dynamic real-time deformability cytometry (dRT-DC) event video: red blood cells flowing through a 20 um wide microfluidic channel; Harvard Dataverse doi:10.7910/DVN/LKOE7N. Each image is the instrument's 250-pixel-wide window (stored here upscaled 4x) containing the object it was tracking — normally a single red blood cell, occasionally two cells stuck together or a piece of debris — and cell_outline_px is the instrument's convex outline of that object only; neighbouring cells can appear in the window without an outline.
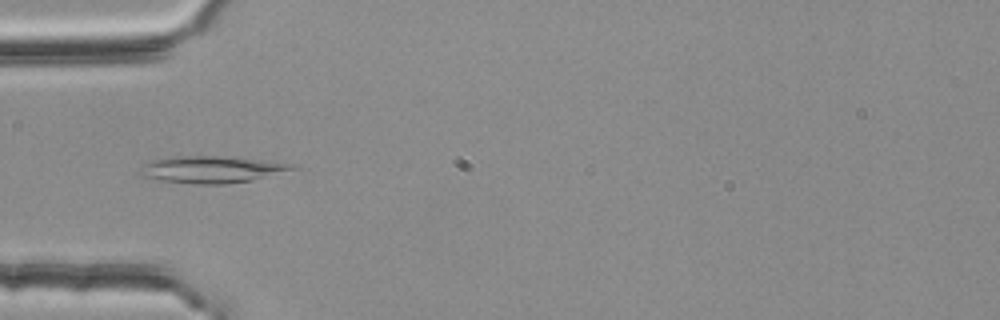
{"species": "common noctule bat (a hibernating species)", "species_latin": "Nyctalus noctula", "temperature_condition": "room temperature", "stored_images_in_passage": 53, "camera_frame_rate_fps": 3000, "um_per_image_px": 0.085, "animal": {"sex": "female", "body_mass_g": 25.1}, "frame": {"image": 1, "passage_image": 16, "time_ms": 5.0, "image_size_px": [1000, 320], "cell_outline_px": [[300, 168], [252, 180], [224, 184], [196, 184], [160, 180], [140, 176], [140, 172], [144, 164], [152, 160], [172, 156], [220, 156], [268, 160], [292, 164]], "centroid_in_image_um": [18.01, 14.4], "position_along_channel_um": 67.0, "area_um2": 23.81}}
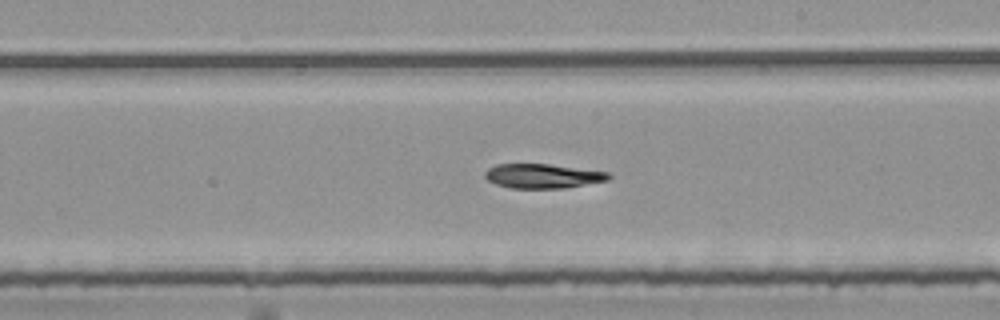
{"frame": {"image": 2, "passage_image": 30, "time_ms": 9.667, "image_size_px": [1000, 320], "cell_outline_px": [[612, 176], [608, 180], [564, 188], [508, 188], [496, 184], [488, 180], [484, 176], [484, 172], [488, 168], [496, 164], [548, 164], [608, 172]], "centroid_in_image_um": [46.1, 14.96], "position_along_channel_um": 242.9, "area_um2": 17.51}}
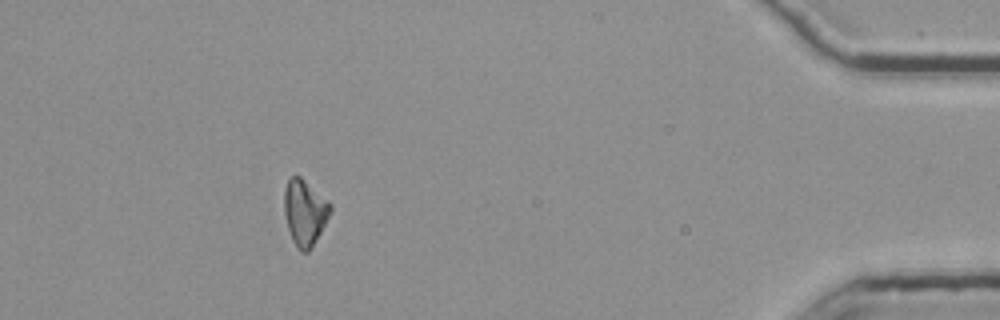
{"frame": {"image": 3, "passage_image": 48, "time_ms": 15.667, "image_size_px": [1000, 320], "cell_outline_px": [[332, 208], [320, 232], [308, 252], [300, 252], [296, 248], [292, 240], [288, 228], [284, 212], [284, 188], [288, 180], [292, 176], [300, 176], [328, 200], [332, 204]], "centroid_in_image_um": [25.88, 18.05], "position_along_channel_um": 409.3, "area_um2": 17.51}, "authors_computed_cell_mechanics": {"area_um2": 18.4382, "velocity_mm_per_s": 3.778, "shape_relaxation_time_tau1_ms": 5.8863, "shape_relaxation_time_tau2_ms": null, "deformation_change_tau1": 0.1552, "deformation_change_tau2": null}}